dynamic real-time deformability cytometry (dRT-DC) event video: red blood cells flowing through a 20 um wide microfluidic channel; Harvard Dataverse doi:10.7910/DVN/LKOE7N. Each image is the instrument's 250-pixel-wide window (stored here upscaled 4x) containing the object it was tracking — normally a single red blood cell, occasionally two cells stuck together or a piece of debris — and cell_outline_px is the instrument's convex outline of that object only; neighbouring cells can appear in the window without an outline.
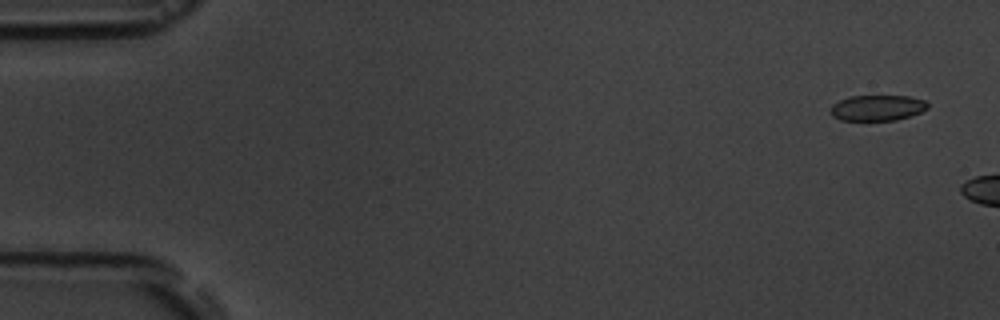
{"species": "common noctule bat (a hibernating species)", "species_latin": "Nyctalus noctula", "temperature_condition": "room temperature", "stored_images_in_passage": 2, "camera_frame_rate_fps": 3000, "um_per_image_px": 0.085, "animal": {"sex": "male", "body_mass_g": 19.5, "forearm_length_mm": 54.6}, "frame": {"image": 1, "passage_image": 1, "time_ms": 0.0, "image_size_px": [1000, 320], "cell_outline_px": [[928, 108], [920, 112], [896, 120], [840, 120], [832, 116], [832, 104], [848, 96], [908, 96], [924, 100], [928, 104]], "centroid_in_image_um": [74.57, 9.16], "position_along_channel_um": 10.4, "area_um2": 14.39}}